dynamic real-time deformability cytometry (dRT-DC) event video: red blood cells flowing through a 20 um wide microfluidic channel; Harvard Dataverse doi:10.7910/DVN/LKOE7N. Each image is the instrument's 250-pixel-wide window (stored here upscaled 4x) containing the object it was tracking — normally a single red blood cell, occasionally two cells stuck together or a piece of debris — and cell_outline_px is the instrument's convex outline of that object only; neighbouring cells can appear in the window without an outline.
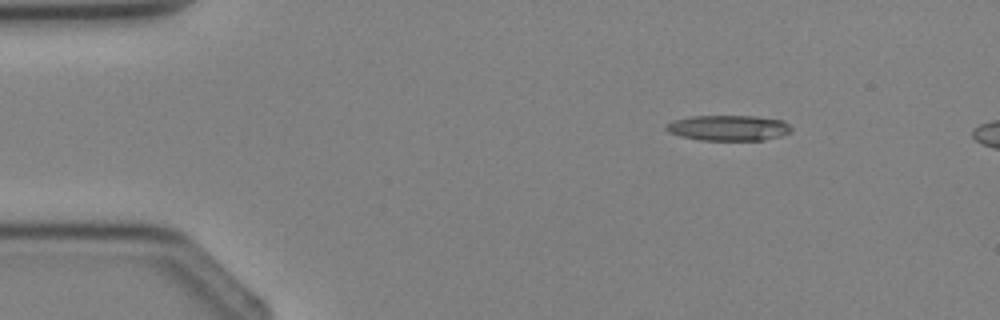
{"species": "Egyptian fruit bat (a non-hibernating species)", "species_latin": "Rousettus aegyptiacus", "temperature_condition": "cold", "stored_images_in_passage": 3, "camera_frame_rate_fps": 3000, "um_per_image_px": 0.085, "animal": {"sex": "female"}, "frame": {"image": 1, "passage_image": 1, "time_ms": 0.0, "image_size_px": [1000, 320], "cell_outline_px": [[792, 132], [780, 136], [764, 140], [700, 140], [680, 136], [668, 132], [664, 128], [664, 124], [672, 120], [692, 116], [756, 116], [784, 120], [792, 128]], "centroid_in_image_um": [61.9, 10.87], "position_along_channel_um": 23.1, "area_um2": 18.84}}